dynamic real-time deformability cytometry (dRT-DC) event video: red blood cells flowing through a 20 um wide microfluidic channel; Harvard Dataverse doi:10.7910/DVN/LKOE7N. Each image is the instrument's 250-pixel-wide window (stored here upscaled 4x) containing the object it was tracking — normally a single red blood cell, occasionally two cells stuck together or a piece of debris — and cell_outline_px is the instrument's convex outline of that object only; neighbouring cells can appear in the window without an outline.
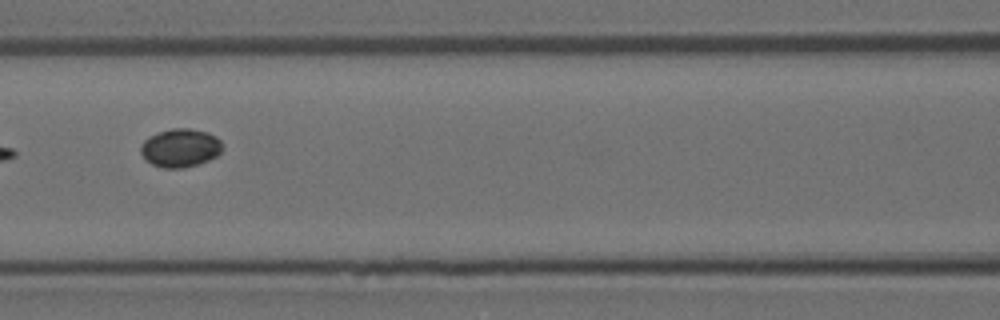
{"species": "Egyptian fruit bat (a non-hibernating species)", "species_latin": "Rousettus aegyptiacus", "temperature_condition": "room temperature", "stored_images_in_passage": 9, "camera_frame_rate_fps": 3000, "um_per_image_px": 0.085, "animal": {"sex": "female"}, "frame": {"image": 1, "passage_image": 7, "time_ms": 2.0, "image_size_px": [1000, 320], "cell_outline_px": [[224, 148], [216, 156], [208, 160], [184, 168], [164, 168], [152, 164], [144, 160], [140, 152], [140, 144], [148, 136], [172, 128], [188, 128], [208, 132], [216, 136], [220, 140]], "centroid_in_image_um": [15.31, 12.57], "position_along_channel_um": 151.3, "area_um2": 18.44}}
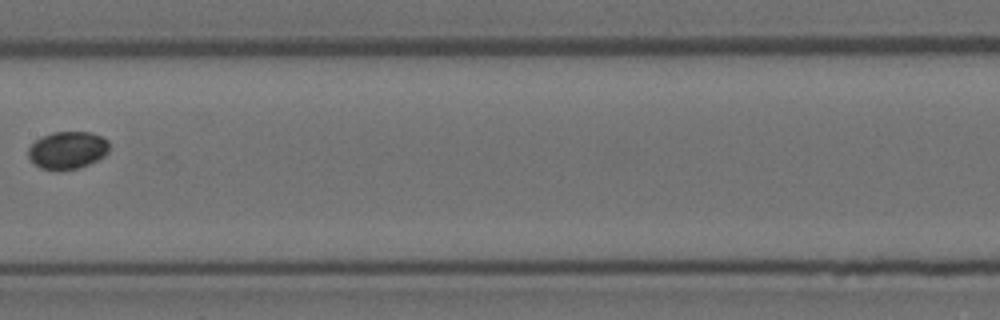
{"frame": {"image": 2, "passage_image": 8, "time_ms": 2.333, "image_size_px": [1000, 320], "cell_outline_px": [[108, 152], [104, 156], [88, 164], [76, 168], [40, 168], [28, 156], [28, 148], [36, 140], [52, 132], [92, 132], [108, 140]], "centroid_in_image_um": [5.76, 12.73], "position_along_channel_um": 201.6, "area_um2": 17.17}}
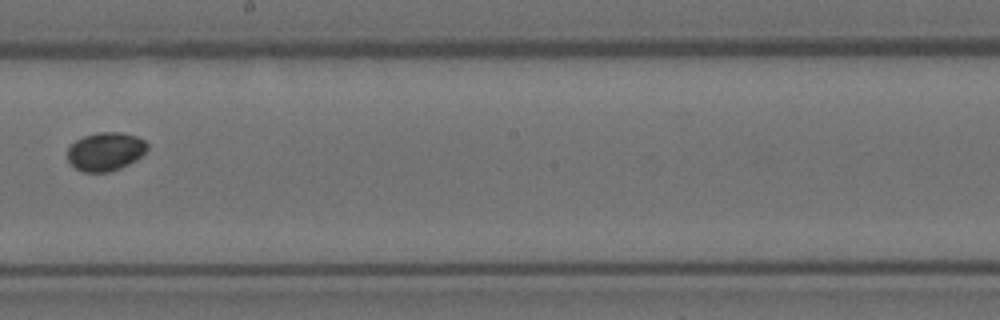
{"frame": {"image": 3, "passage_image": 9, "time_ms": 2.667, "image_size_px": [1000, 320], "cell_outline_px": [[148, 148], [136, 160], [120, 168], [108, 172], [84, 172], [76, 168], [68, 160], [68, 148], [76, 140], [84, 136], [96, 132], [120, 132], [136, 136], [144, 140], [148, 144]], "centroid_in_image_um": [8.97, 12.87], "position_along_channel_um": 239.2, "area_um2": 17.8}}